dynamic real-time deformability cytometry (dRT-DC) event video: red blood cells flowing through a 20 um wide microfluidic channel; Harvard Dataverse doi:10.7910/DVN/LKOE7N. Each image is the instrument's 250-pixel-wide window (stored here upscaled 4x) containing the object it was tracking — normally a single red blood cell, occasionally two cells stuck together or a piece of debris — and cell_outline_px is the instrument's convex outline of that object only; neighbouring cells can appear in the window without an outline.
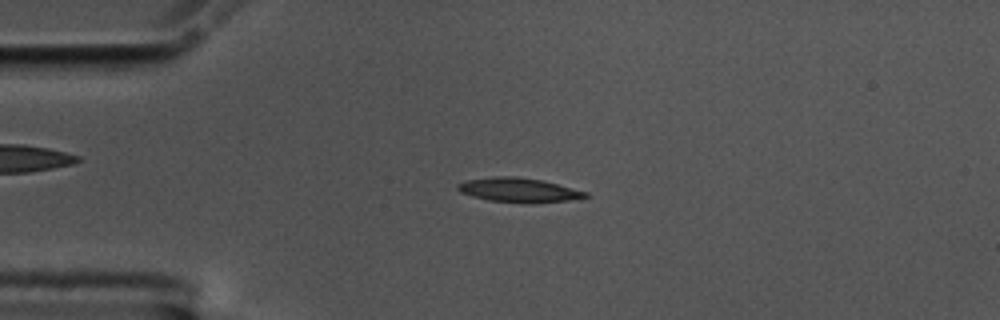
{"species": "common noctule bat (a hibernating species)", "species_latin": "Nyctalus noctula", "temperature_condition": "cold", "stored_images_in_passage": 56, "camera_frame_rate_fps": 3000, "um_per_image_px": 0.085, "animal": {"sex": "male", "body_mass_g": 17.5, "forearm_length_mm": 52.3}, "frame": {"image": 1, "passage_image": 13, "time_ms": 4.0, "image_size_px": [1000, 320], "cell_outline_px": [[588, 196], [568, 200], [528, 204], [488, 200], [472, 196], [460, 192], [456, 188], [456, 184], [464, 180], [496, 176], [516, 176], [540, 180], [588, 192]], "centroid_in_image_um": [44.02, 16.15], "position_along_channel_um": 41.0, "area_um2": 18.09}}
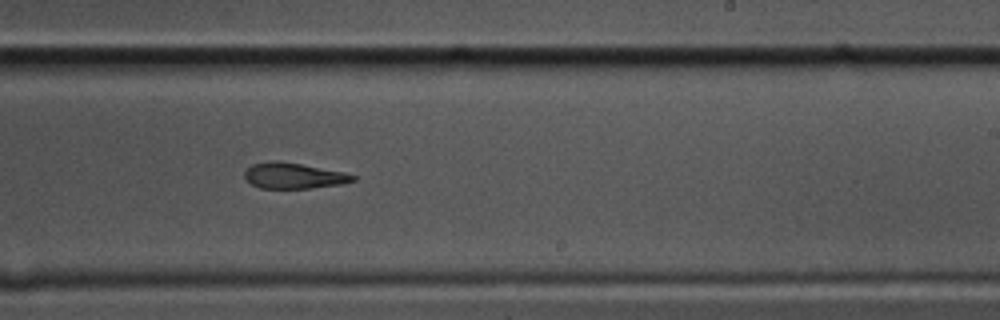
{"frame": {"image": 2, "passage_image": 34, "time_ms": 11.0, "image_size_px": [1000, 320], "cell_outline_px": [[356, 180], [340, 184], [312, 188], [260, 188], [244, 180], [244, 172], [252, 164], [272, 160], [280, 160], [344, 172], [356, 176]], "centroid_in_image_um": [24.93, 14.93], "position_along_channel_um": 264.1, "area_um2": 16.36}}
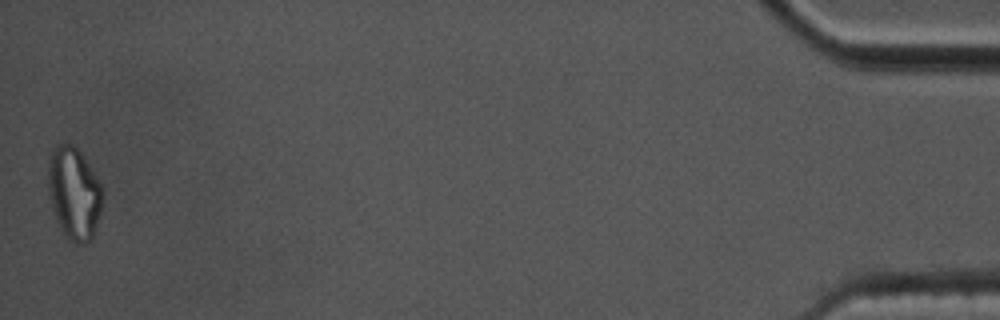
{"frame": {"image": 3, "passage_image": 56, "time_ms": 18.333, "image_size_px": [1000, 320], "cell_outline_px": [[104, 192], [100, 212], [92, 240], [84, 244], [76, 244], [60, 228], [56, 220], [52, 208], [48, 192], [48, 156], [52, 148], [56, 144], [72, 144], [84, 156], [100, 184]], "centroid_in_image_um": [6.28, 16.4], "position_along_channel_um": 428.9, "area_um2": 29.36}}